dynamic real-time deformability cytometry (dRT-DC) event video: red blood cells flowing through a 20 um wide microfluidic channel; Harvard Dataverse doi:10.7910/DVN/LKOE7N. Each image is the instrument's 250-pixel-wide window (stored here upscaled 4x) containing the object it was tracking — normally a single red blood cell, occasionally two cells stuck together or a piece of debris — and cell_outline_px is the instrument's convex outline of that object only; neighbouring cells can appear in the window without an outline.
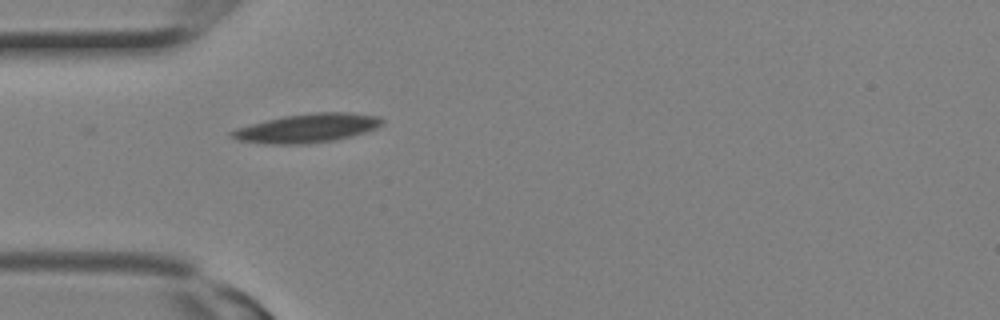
{"species": "Egyptian fruit bat (a non-hibernating species)", "species_latin": "Rousettus aegyptiacus", "temperature_condition": "room temperature", "stored_images_in_passage": 1, "camera_frame_rate_fps": 3000, "um_per_image_px": 0.085, "animal": {"sex": "female"}, "frame": {"image": 1, "passage_image": 1, "time_ms": 0.0, "image_size_px": [1000, 320], "cell_outline_px": [[384, 124], [376, 128], [364, 132], [332, 140], [308, 144], [260, 144], [236, 140], [228, 136], [228, 132], [236, 128], [284, 116], [316, 112], [352, 112], [380, 116], [384, 120]], "centroid_in_image_um": [26.09, 10.89], "position_along_channel_um": 58.9, "area_um2": 25.37}}